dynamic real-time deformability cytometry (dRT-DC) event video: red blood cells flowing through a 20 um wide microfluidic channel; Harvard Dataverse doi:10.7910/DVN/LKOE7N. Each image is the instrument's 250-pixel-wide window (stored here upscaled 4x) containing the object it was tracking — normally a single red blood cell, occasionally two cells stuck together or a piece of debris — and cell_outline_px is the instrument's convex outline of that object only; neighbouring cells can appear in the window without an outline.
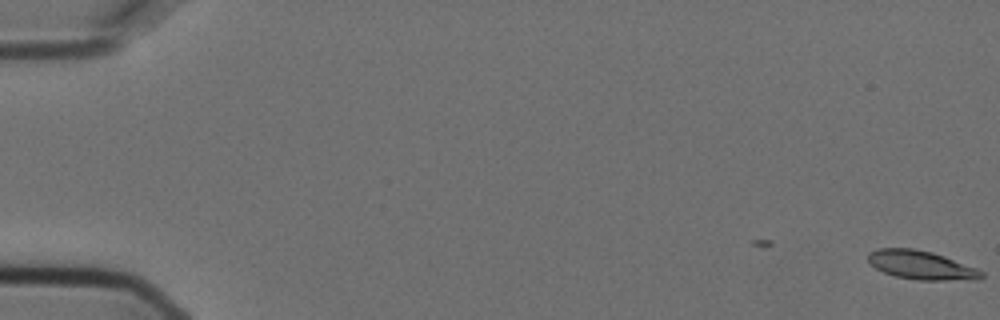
{"species": "Egyptian fruit bat (a non-hibernating species)", "species_latin": "Rousettus aegyptiacus", "temperature_condition": "cold", "stored_images_in_passage": 2, "camera_frame_rate_fps": 3000, "um_per_image_px": 0.085, "animal": {"sex": "female"}, "frame": {"image": 1, "passage_image": 2, "time_ms": 0.333, "image_size_px": [1000, 320], "cell_outline_px": [[984, 276], [980, 280], [916, 280], [896, 276], [884, 272], [876, 268], [868, 260], [868, 252], [880, 248], [912, 248], [932, 252], [944, 256], [976, 268], [984, 272]], "centroid_in_image_um": [78.33, 22.54], "position_along_channel_um": 6.7, "area_um2": 18.96}}